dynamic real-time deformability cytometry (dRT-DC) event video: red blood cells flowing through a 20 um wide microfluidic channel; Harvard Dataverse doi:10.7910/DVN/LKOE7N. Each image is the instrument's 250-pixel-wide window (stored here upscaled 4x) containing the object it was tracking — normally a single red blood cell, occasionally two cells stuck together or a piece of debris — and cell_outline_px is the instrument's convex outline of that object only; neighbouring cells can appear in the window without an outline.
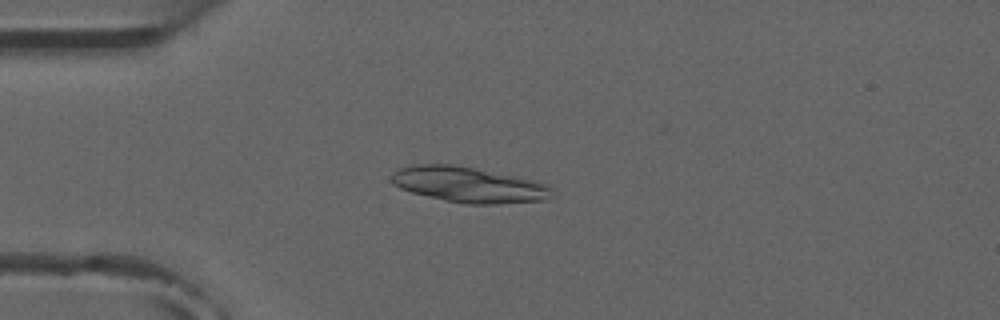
{"species": "common noctule bat (a hibernating species)", "species_latin": "Nyctalus noctula", "temperature_condition": "room temperature", "stored_images_in_passage": 2, "camera_frame_rate_fps": 3000, "um_per_image_px": 0.085, "animal": {"sex": "male", "forearm_length_mm": 52.5}, "frame": {"image": 1, "passage_image": 2, "time_ms": 1.0, "image_size_px": [1000, 320], "cell_outline_px": [[552, 188], [548, 196], [544, 200], [496, 204], [464, 204], [444, 200], [412, 192], [400, 188], [392, 184], [392, 176], [400, 168], [412, 164], [452, 164], [532, 180], [544, 184]], "centroid_in_image_um": [39.77, 15.7], "position_along_channel_um": 45.2, "area_um2": 32.54}}